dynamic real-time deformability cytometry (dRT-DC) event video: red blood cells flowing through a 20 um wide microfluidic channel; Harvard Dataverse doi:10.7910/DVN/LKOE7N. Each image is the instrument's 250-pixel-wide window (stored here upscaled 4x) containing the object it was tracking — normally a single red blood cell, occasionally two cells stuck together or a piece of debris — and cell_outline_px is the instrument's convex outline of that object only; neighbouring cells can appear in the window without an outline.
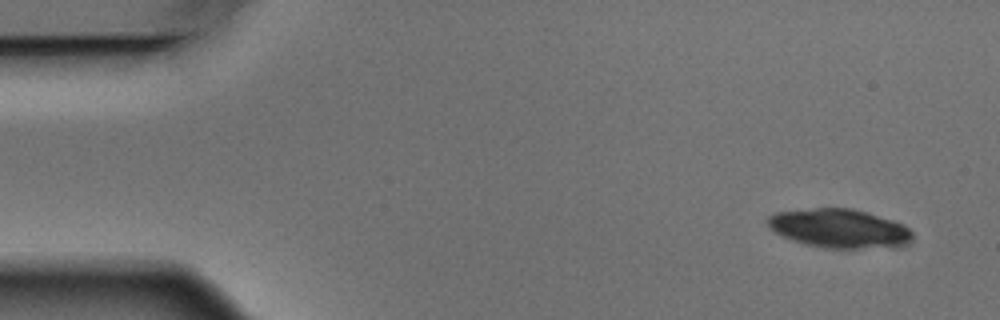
{"species": "Egyptian fruit bat (a non-hibernating species)", "species_latin": "Rousettus aegyptiacus", "temperature_condition": "warm", "stored_images_in_passage": 5, "camera_frame_rate_fps": 3000, "um_per_image_px": 0.085, "animal": {"sex": "male"}, "frame": {"image": 1, "passage_image": 1, "time_ms": 0.0, "image_size_px": [1000, 320], "cell_outline_px": [[912, 236], [904, 244], [856, 248], [828, 248], [804, 244], [792, 240], [768, 228], [768, 216], [776, 212], [816, 208], [852, 208], [868, 212], [892, 220], [908, 228], [912, 232]], "centroid_in_image_um": [71.27, 19.39], "position_along_channel_um": 13.7, "area_um2": 32.14}}